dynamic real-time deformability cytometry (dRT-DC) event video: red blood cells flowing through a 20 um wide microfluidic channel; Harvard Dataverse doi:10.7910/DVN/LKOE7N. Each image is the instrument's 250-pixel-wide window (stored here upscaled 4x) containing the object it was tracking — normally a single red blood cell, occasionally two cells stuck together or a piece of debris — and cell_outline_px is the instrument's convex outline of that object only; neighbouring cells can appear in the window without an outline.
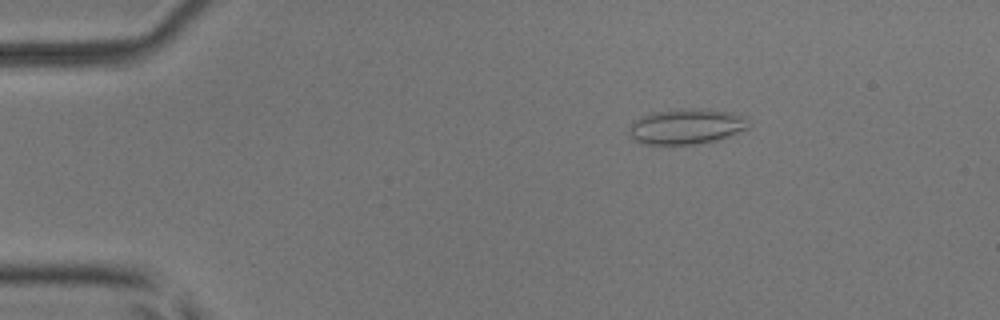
{"species": "common noctule bat (a hibernating species)", "species_latin": "Nyctalus noctula", "temperature_condition": "room temperature", "stored_images_in_passage": 51, "camera_frame_rate_fps": 3000, "um_per_image_px": 0.085, "animal": {"sex": "male", "body_mass_g": 17.9, "forearm_length_mm": 54.2}, "frame": {"image": 1, "passage_image": 9, "time_ms": 2.667, "image_size_px": [1000, 320], "cell_outline_px": [[752, 124], [748, 128], [728, 136], [716, 140], [696, 144], [644, 144], [628, 136], [628, 128], [632, 120], [640, 116], [652, 112], [676, 108], [704, 108], [732, 112], [744, 116]], "centroid_in_image_um": [58.32, 10.72], "position_along_channel_um": 26.7, "area_um2": 25.2}}
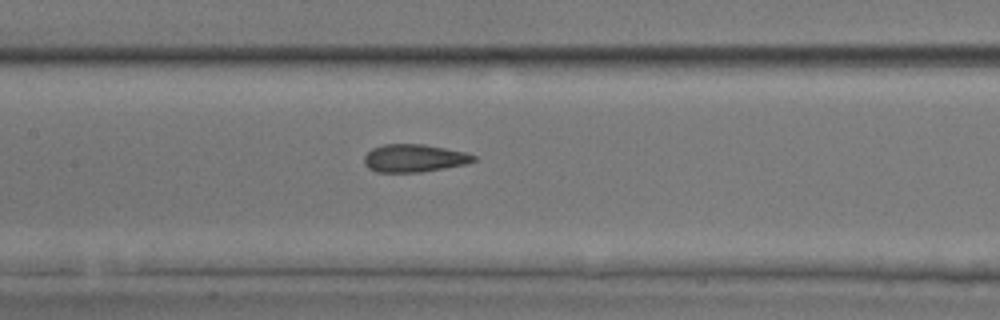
{"frame": {"image": 2, "passage_image": 25, "time_ms": 8.0, "image_size_px": [1000, 320], "cell_outline_px": [[476, 160], [464, 164], [444, 168], [420, 172], [376, 172], [368, 168], [364, 164], [364, 156], [372, 148], [384, 144], [424, 144], [464, 152], [476, 156]], "centroid_in_image_um": [35.16, 13.44], "position_along_channel_um": 172.2, "area_um2": 17.63}}
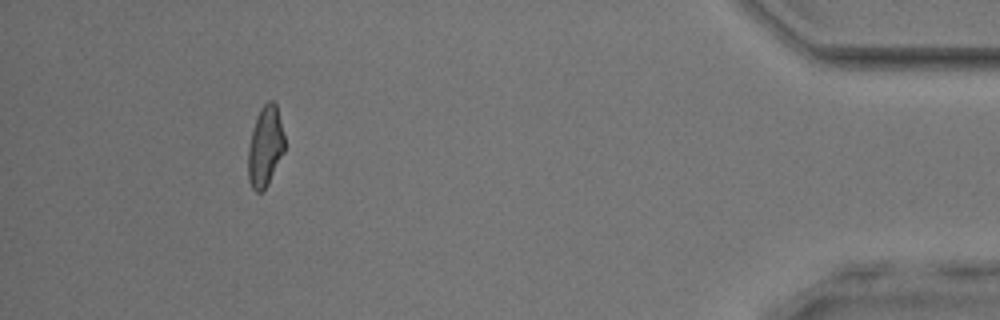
{"frame": {"image": 3, "passage_image": 47, "time_ms": 15.333, "image_size_px": [1000, 320], "cell_outline_px": [[284, 152], [264, 192], [256, 192], [252, 188], [248, 180], [248, 148], [252, 128], [256, 116], [260, 108], [268, 100], [272, 100], [276, 104], [284, 136]], "centroid_in_image_um": [22.53, 12.46], "position_along_channel_um": 412.7, "area_um2": 17.22}, "authors_computed_cell_mechanics": {"area_um2": 18.0336, "velocity_mm_per_s": 4.0918, "shape_relaxation_time_tau1_ms": null, "shape_relaxation_time_tau2_ms": 1.4689, "deformation_change_tau1": null, "deformation_change_tau2": 0.0929}}